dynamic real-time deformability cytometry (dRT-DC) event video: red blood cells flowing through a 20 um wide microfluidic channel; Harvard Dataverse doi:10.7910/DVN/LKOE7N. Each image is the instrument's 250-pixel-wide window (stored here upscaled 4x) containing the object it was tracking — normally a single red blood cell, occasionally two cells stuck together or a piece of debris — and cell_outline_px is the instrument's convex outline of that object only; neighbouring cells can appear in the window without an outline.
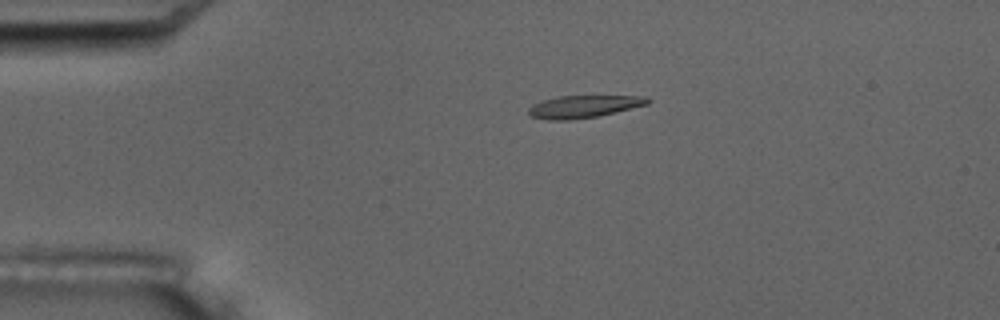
{"species": "common noctule bat (a hibernating species)", "species_latin": "Nyctalus noctula", "temperature_condition": "room temperature", "stored_images_in_passage": 3, "camera_frame_rate_fps": 3000, "um_per_image_px": 0.085, "animal": {"sex": "male", "body_mass_g": 17.5, "forearm_length_mm": 52.3}, "frame": {"image": 1, "passage_image": 1, "time_ms": 0.0, "image_size_px": [1000, 320], "cell_outline_px": [[652, 100], [648, 104], [616, 112], [596, 116], [568, 120], [548, 120], [532, 116], [528, 112], [528, 108], [532, 104], [544, 100], [560, 96], [648, 96]], "centroid_in_image_um": [49.64, 9.05], "position_along_channel_um": 35.4, "area_um2": 15.43}}
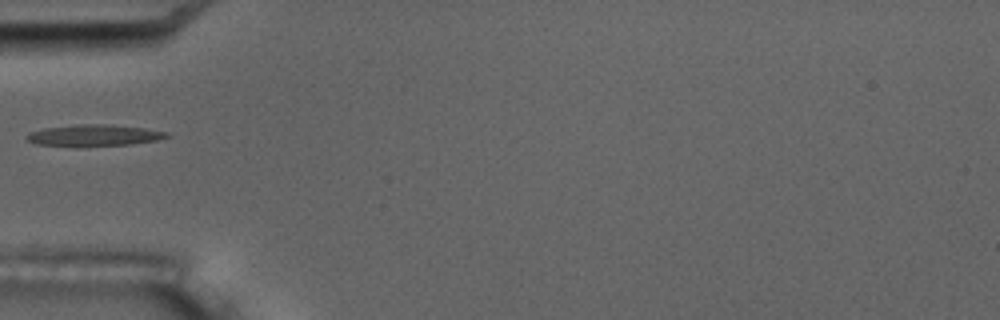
{"frame": {"image": 2, "passage_image": 3, "time_ms": 2.333, "image_size_px": [1000, 320], "cell_outline_px": [[168, 136], [156, 140], [128, 144], [36, 144], [28, 140], [24, 136], [28, 132], [44, 128], [76, 124], [104, 124], [144, 128], [168, 132]], "centroid_in_image_um": [7.97, 11.46], "position_along_channel_um": 77.0, "area_um2": 16.53}}